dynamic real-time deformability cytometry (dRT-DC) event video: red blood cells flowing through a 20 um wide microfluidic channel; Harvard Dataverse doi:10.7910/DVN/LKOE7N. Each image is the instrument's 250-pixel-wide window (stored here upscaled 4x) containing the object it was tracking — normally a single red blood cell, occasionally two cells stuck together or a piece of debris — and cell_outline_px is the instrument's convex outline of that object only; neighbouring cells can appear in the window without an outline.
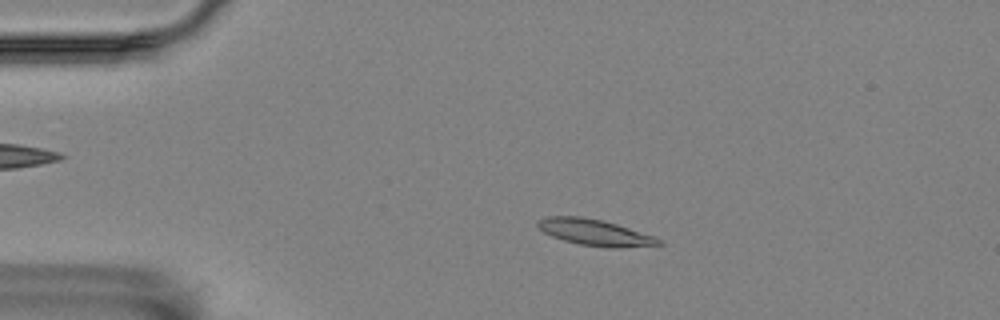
{"species": "Egyptian fruit bat (a non-hibernating species)", "species_latin": "Rousettus aegyptiacus", "temperature_condition": "room temperature", "stored_images_in_passage": 56, "camera_frame_rate_fps": 3000, "um_per_image_px": 0.085, "animal": {"sex": "female"}, "frame": {"image": 1, "passage_image": 11, "time_ms": 3.333, "image_size_px": [1000, 320], "cell_outline_px": [[664, 244], [620, 248], [608, 248], [580, 244], [564, 240], [552, 236], [544, 232], [536, 224], [536, 220], [548, 216], [580, 216], [600, 220], [616, 224], [652, 236], [660, 240]], "centroid_in_image_um": [50.52, 19.76], "position_along_channel_um": 34.5, "area_um2": 18.21}}
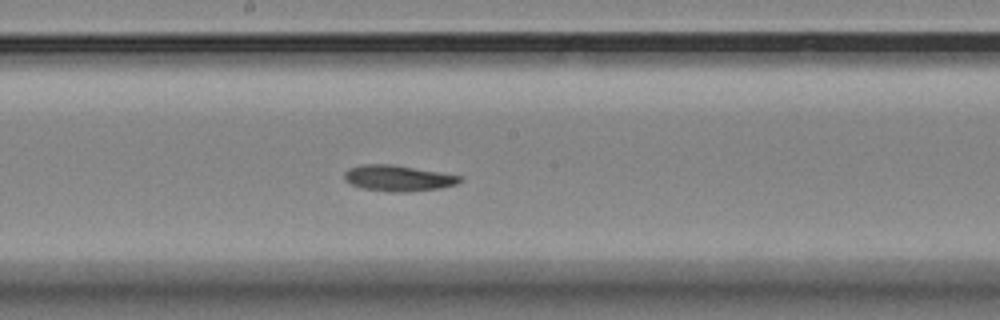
{"frame": {"image": 2, "passage_image": 30, "time_ms": 9.667, "image_size_px": [1000, 320], "cell_outline_px": [[464, 180], [456, 184], [440, 188], [408, 192], [392, 192], [364, 188], [352, 184], [344, 180], [344, 172], [348, 168], [360, 164], [392, 164], [464, 176]], "centroid_in_image_um": [33.86, 15.13], "position_along_channel_um": 214.3, "area_um2": 17.57}}
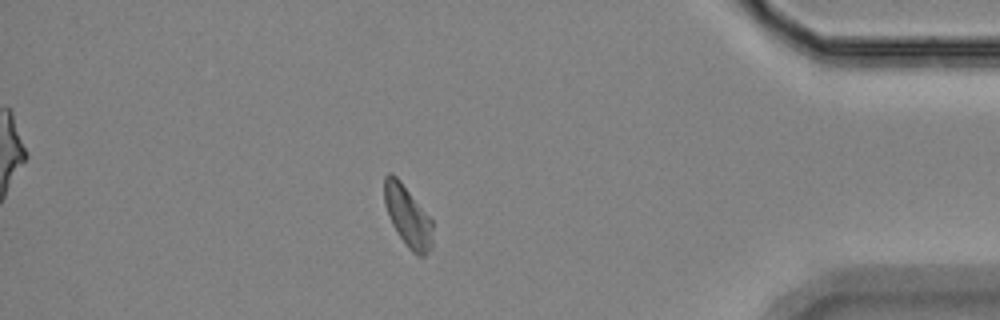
{"frame": {"image": 3, "passage_image": 49, "time_ms": 16.0, "image_size_px": [1000, 320], "cell_outline_px": [[432, 248], [424, 256], [420, 256], [412, 252], [408, 248], [392, 224], [388, 216], [384, 204], [384, 176], [388, 172], [392, 172], [400, 180], [432, 220]], "centroid_in_image_um": [34.64, 18.37], "position_along_channel_um": 400.6, "area_um2": 17.17}, "authors_computed_cell_mechanics": {"area_um2": 17.3111, "velocity_mm_per_s": 3.4972, "shape_relaxation_time_tau1_ms": 6.4632, "shape_relaxation_time_tau2_ms": 6.6161, "deformation_change_tau1": 0.1451, "deformation_change_tau2": 0.1308}}